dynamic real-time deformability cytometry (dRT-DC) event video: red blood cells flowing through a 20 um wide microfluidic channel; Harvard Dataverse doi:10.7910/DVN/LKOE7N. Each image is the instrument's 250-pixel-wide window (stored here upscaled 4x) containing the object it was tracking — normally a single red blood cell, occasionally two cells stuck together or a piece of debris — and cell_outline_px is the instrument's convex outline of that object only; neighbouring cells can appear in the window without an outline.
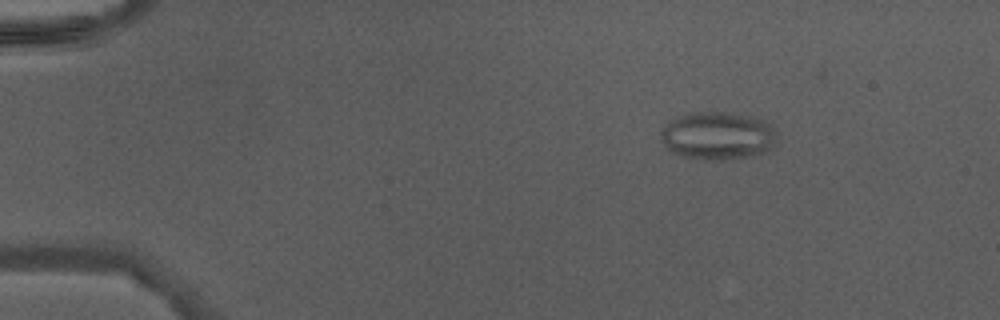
{"species": "Egyptian fruit bat (a non-hibernating species)", "species_latin": "Rousettus aegyptiacus", "temperature_condition": "warm", "stored_images_in_passage": 48, "camera_frame_rate_fps": 3000, "um_per_image_px": 0.085, "animal": {"sex": "male"}, "frame": {"image": 1, "passage_image": 8, "time_ms": 2.333, "image_size_px": [1000, 320], "cell_outline_px": [[776, 148], [768, 152], [720, 160], [704, 160], [684, 156], [672, 152], [660, 140], [660, 132], [672, 120], [696, 112], [724, 112], [760, 120], [768, 124], [776, 132]], "centroid_in_image_um": [61.02, 11.57], "position_along_channel_um": 24.0, "area_um2": 31.79}}
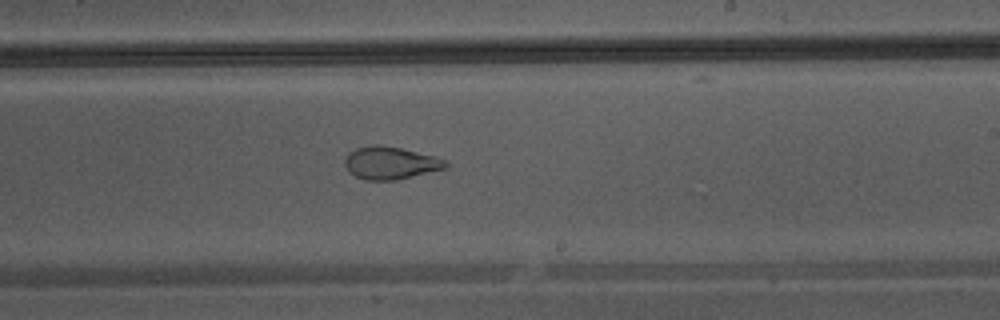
{"frame": {"image": 2, "passage_image": 30, "time_ms": 9.667, "image_size_px": [1000, 320], "cell_outline_px": [[448, 168], [396, 180], [364, 180], [348, 172], [344, 164], [344, 160], [348, 152], [356, 148], [368, 144], [380, 144], [400, 148], [436, 156], [448, 160]], "centroid_in_image_um": [33.18, 13.84], "position_along_channel_um": 255.8, "area_um2": 19.54}}
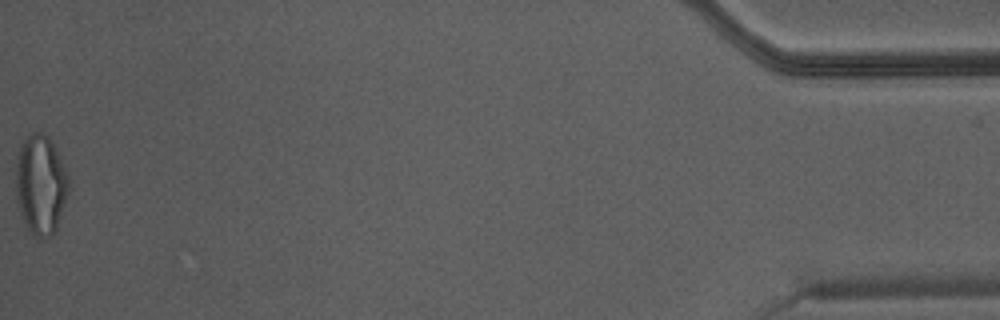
{"frame": {"image": 3, "passage_image": 48, "time_ms": 15.667, "image_size_px": [1000, 320], "cell_outline_px": [[68, 192], [56, 232], [52, 236], [36, 236], [28, 228], [20, 212], [16, 192], [16, 164], [20, 144], [32, 132], [40, 132], [48, 136], [68, 176]], "centroid_in_image_um": [3.45, 15.7], "position_along_channel_um": 431.8, "area_um2": 30.06}}